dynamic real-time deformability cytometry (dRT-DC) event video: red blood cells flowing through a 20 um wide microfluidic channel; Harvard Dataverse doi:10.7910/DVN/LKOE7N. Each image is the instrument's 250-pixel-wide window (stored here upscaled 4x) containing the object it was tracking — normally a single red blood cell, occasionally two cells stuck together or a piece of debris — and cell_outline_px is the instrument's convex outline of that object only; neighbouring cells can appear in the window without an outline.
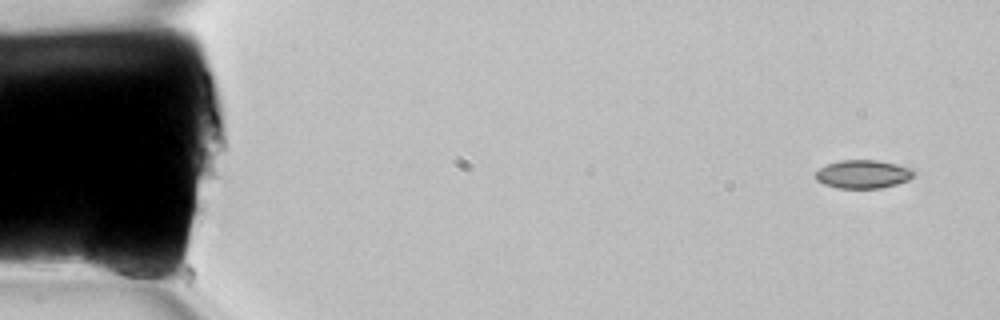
{"species": "common noctule bat (a hibernating species)", "species_latin": "Nyctalus noctula", "temperature_condition": "room temperature", "stored_images_in_passage": 4, "camera_frame_rate_fps": 3000, "um_per_image_px": 0.085, "animal": {"sex": "female", "body_mass_g": 22.7, "forearm_length_mm": 54.2}, "frame": {"image": 1, "passage_image": 1, "time_ms": 0.0, "image_size_px": [1000, 320], "cell_outline_px": [[156, 272], [152, 276], [112, 276], [88, 272], [84, 264], [84, 256], [88, 236], [96, 228], [144, 260]], "centroid_in_image_um": [9.59, 21.93], "position_along_channel_um": 75.4, "area_um2": 14.74}}